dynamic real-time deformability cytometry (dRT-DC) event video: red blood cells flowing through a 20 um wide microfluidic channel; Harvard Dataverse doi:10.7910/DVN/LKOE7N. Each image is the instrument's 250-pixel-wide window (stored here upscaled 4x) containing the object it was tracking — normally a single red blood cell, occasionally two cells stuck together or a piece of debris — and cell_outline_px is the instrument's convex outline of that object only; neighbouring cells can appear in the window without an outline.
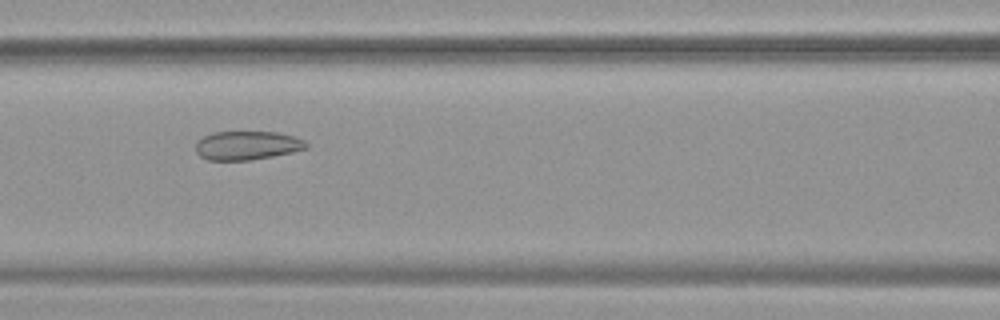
{"species": "common noctule bat (a hibernating species)", "species_latin": "Nyctalus noctula", "temperature_condition": "warm", "stored_images_in_passage": 54, "camera_frame_rate_fps": 3000, "um_per_image_px": 0.085, "animal": {"sex": "female", "body_mass_g": 19.9}, "frame": {"image": 1, "passage_image": 24, "time_ms": 7.667, "image_size_px": [1000, 320], "cell_outline_px": [[308, 148], [292, 152], [272, 156], [248, 160], [208, 160], [200, 156], [196, 152], [196, 140], [212, 132], [276, 132], [292, 136], [304, 140], [308, 144]], "centroid_in_image_um": [20.98, 12.36], "position_along_channel_um": 145.6, "area_um2": 18.5}}
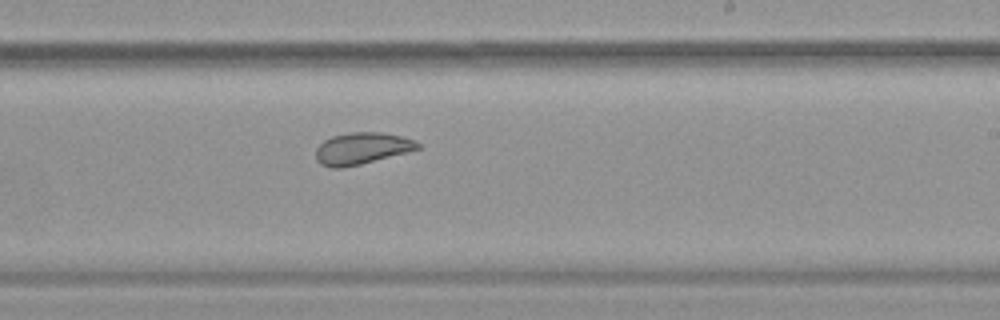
{"frame": {"image": 2, "passage_image": 33, "time_ms": 10.667, "image_size_px": [1000, 320], "cell_outline_px": [[420, 148], [360, 164], [344, 168], [332, 168], [320, 164], [316, 160], [316, 148], [324, 140], [332, 136], [352, 132], [380, 132], [400, 136], [416, 140], [420, 144]], "centroid_in_image_um": [30.72, 12.61], "position_along_channel_um": 258.3, "area_um2": 18.67}}
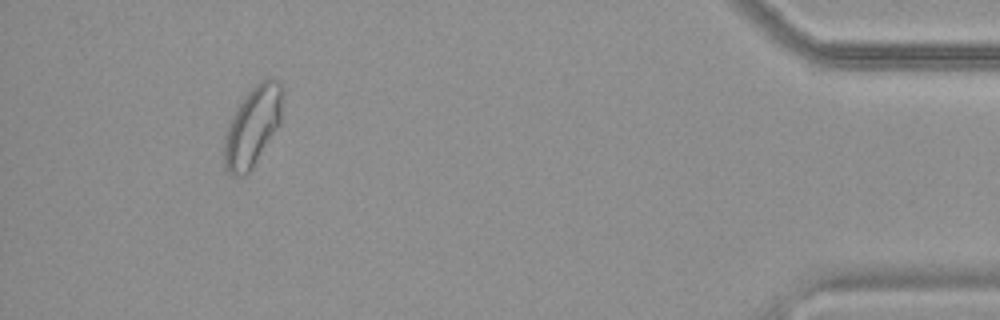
{"frame": {"image": 3, "passage_image": 50, "time_ms": 16.333, "image_size_px": [1000, 320], "cell_outline_px": [[284, 84], [280, 124], [252, 168], [244, 176], [232, 176], [224, 172], [224, 136], [232, 116], [248, 92], [260, 80], [280, 80]], "centroid_in_image_um": [21.48, 10.77], "position_along_channel_um": 413.7, "area_um2": 27.11}, "authors_computed_cell_mechanics": {"area_um2": 25.2875, "velocity_mm_per_s": 3.7681, "shape_relaxation_time_tau1_ms": null, "shape_relaxation_time_tau2_ms": 1.7934, "deformation_change_tau1": null, "deformation_change_tau2": 0.0714}}